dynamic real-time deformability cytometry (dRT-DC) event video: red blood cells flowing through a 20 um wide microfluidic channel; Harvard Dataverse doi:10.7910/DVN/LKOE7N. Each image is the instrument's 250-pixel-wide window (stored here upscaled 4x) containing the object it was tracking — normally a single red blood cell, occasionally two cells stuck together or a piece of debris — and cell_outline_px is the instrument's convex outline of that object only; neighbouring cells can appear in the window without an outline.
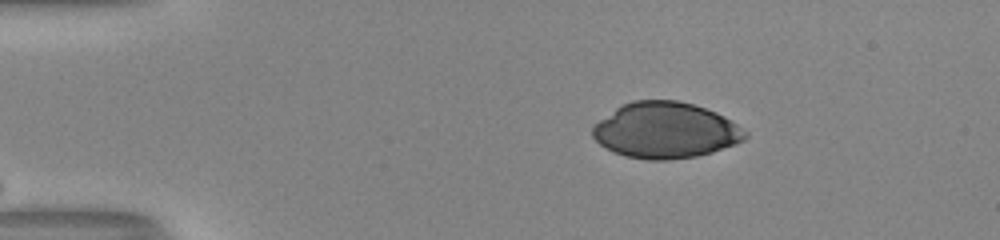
{"species": "human", "species_latin": "Homo sapiens", "temperature_condition": "room temperature", "stored_images_in_passage": 36, "camera_frame_rate_fps": 3000, "um_per_image_px": 0.085, "donor": {"sex": "male"}, "frame": {"image": 1, "passage_image": 1, "time_ms": 0.0, "image_size_px": [1000, 240], "cell_outline_px": [[748, 136], [744, 140], [712, 152], [696, 156], [668, 160], [648, 160], [624, 156], [612, 152], [600, 144], [592, 136], [592, 128], [600, 120], [616, 108], [632, 100], [676, 100], [692, 104], [716, 112], [724, 116], [748, 132]], "centroid_in_image_um": [56.56, 11.09], "position_along_channel_um": 28.4, "area_um2": 49.53}}
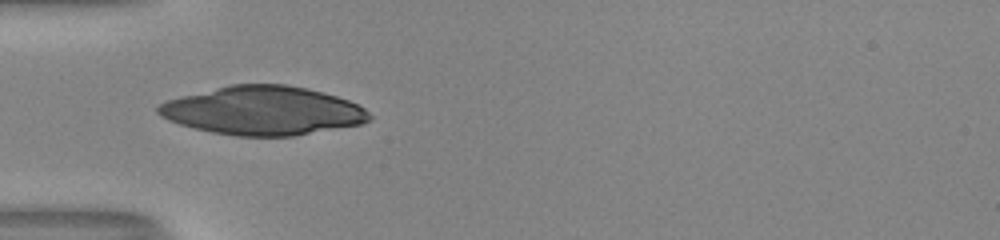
{"frame": {"image": 2, "passage_image": 9, "time_ms": 2.667, "image_size_px": [1000, 240], "cell_outline_px": [[372, 120], [360, 124], [292, 136], [236, 136], [212, 132], [192, 128], [168, 120], [160, 116], [156, 112], [156, 108], [160, 104], [168, 100], [232, 84], [284, 84], [304, 88], [336, 96], [348, 100], [364, 108], [372, 116]], "centroid_in_image_um": [22.34, 9.41], "position_along_channel_um": 62.7, "area_um2": 59.36}}